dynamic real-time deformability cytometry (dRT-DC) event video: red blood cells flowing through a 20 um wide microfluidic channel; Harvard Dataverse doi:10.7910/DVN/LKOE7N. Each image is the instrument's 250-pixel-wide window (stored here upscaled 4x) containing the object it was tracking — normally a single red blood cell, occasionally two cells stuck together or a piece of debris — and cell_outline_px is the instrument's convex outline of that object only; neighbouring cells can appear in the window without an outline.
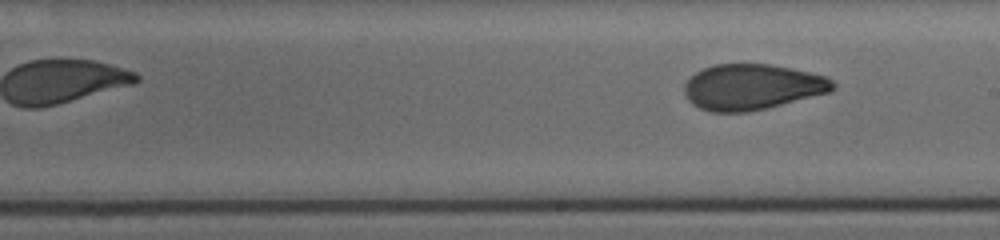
{"species": "human", "species_latin": "Homo sapiens", "temperature_condition": "cold", "stored_images_in_passage": 19, "segment_of_instrument_passage": [2, 2], "camera_frame_rate_fps": 3000, "um_per_image_px": 0.085, "donor": {"sex": "female"}, "frame": {"image": 1, "passage_image": 19, "time_ms": 8.333, "image_size_px": [1000, 240], "cell_outline_px": [[836, 88], [832, 92], [768, 108], [748, 112], [712, 112], [700, 108], [692, 104], [688, 100], [684, 92], [684, 84], [696, 72], [704, 68], [716, 64], [768, 64], [828, 76], [836, 84]], "centroid_in_image_um": [63.96, 7.4], "position_along_channel_um": 225.0, "area_um2": 39.71}}